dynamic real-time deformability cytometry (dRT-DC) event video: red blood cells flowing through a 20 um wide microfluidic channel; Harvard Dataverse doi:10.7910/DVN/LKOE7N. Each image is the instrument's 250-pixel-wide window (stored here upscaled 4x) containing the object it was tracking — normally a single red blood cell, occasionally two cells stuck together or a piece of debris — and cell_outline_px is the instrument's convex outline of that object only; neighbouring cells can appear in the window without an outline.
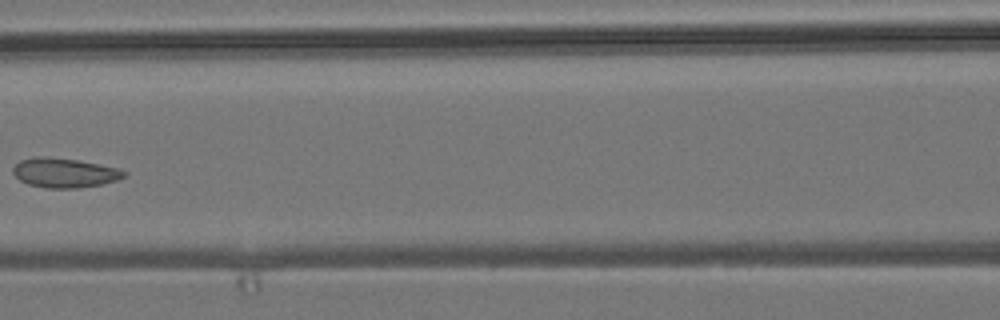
{"species": "common noctule bat (a hibernating species)", "species_latin": "Nyctalus noctula", "temperature_condition": "room temperature", "stored_images_in_passage": 6, "camera_frame_rate_fps": 3000, "um_per_image_px": 0.085, "animal": {"sex": "male", "body_mass_g": 19.2, "forearm_length_mm": 51.8}, "frame": {"image": 1, "passage_image": 5, "time_ms": 4.667, "image_size_px": [1000, 320], "cell_outline_px": [[128, 172], [124, 176], [116, 180], [104, 184], [80, 188], [44, 188], [28, 184], [20, 180], [12, 172], [12, 168], [20, 160], [36, 156], [44, 156], [76, 160], [120, 168]], "centroid_in_image_um": [5.48, 14.69], "position_along_channel_um": 161.1, "area_um2": 19.19}}
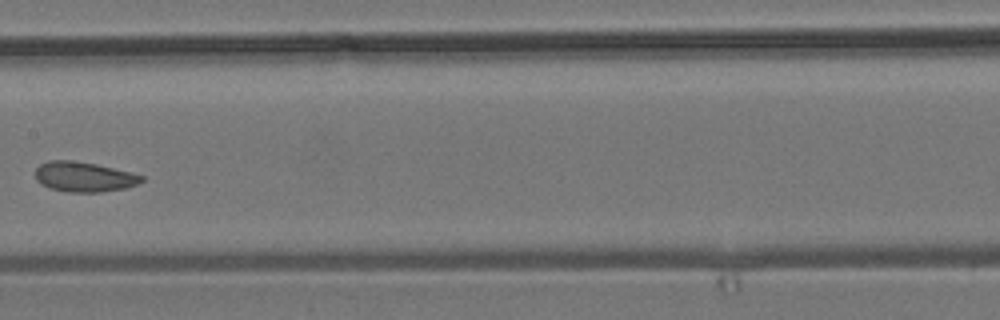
{"frame": {"image": 2, "passage_image": 6, "time_ms": 5.667, "image_size_px": [1000, 320], "cell_outline_px": [[144, 180], [128, 188], [100, 192], [68, 192], [52, 188], [40, 184], [36, 180], [36, 168], [40, 164], [48, 160], [72, 160], [96, 164], [132, 172], [144, 176]], "centroid_in_image_um": [7.15, 15.02], "position_along_channel_um": 200.2, "area_um2": 18.67}}